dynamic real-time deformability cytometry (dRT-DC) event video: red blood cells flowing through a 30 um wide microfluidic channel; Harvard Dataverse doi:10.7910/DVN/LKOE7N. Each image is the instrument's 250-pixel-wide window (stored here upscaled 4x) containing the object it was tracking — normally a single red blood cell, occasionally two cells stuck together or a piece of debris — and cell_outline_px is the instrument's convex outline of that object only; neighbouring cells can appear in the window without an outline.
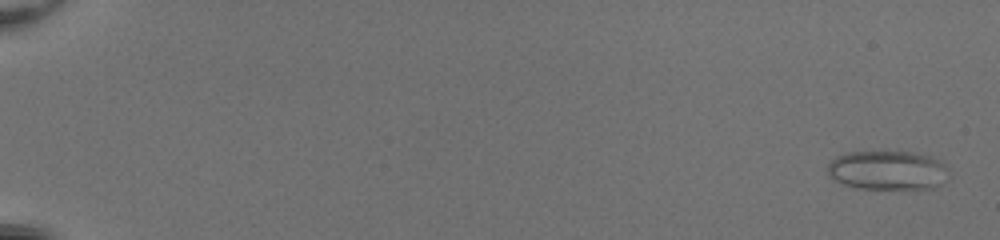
{"species": "common noctule bat (a hibernating species)", "species_latin": "Nyctalus noctula", "temperature_condition": "room temperature", "stored_images_in_passage": 51, "camera_frame_rate_fps": 3000, "um_per_image_px": 0.085, "animal": {"sex": "female", "body_mass_g": 20.0, "forearm_length_mm": 54.0}, "frame": {"image": 1, "passage_image": 1, "time_ms": 0.0, "image_size_px": [1000, 240], "cell_outline_px": [[948, 176], [936, 188], [856, 188], [844, 184], [836, 180], [828, 172], [828, 164], [836, 156], [844, 152], [912, 152], [932, 156], [944, 164]], "centroid_in_image_um": [75.45, 14.46], "position_along_channel_um": 9.6, "area_um2": 27.4}}
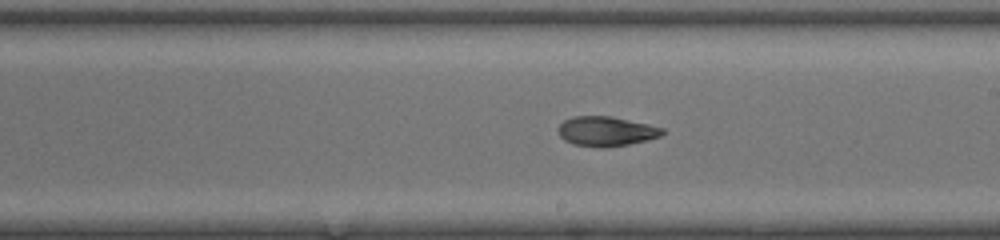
{"frame": {"image": 2, "passage_image": 32, "time_ms": 10.333, "image_size_px": [1000, 240], "cell_outline_px": [[664, 132], [660, 136], [648, 140], [628, 144], [604, 148], [600, 148], [572, 144], [564, 140], [560, 136], [560, 124], [564, 120], [572, 116], [612, 116], [648, 124], [664, 128]], "centroid_in_image_um": [51.53, 11.16], "position_along_channel_um": 237.5, "area_um2": 18.03}}
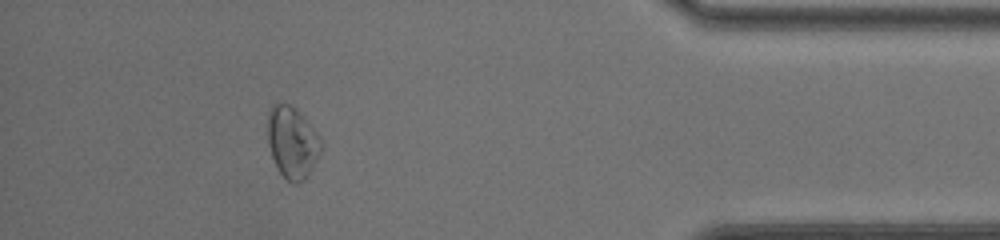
{"frame": {"image": 3, "passage_image": 47, "time_ms": 15.333, "image_size_px": [1000, 240], "cell_outline_px": [[324, 148], [308, 176], [304, 180], [296, 184], [292, 184], [276, 168], [268, 144], [268, 108], [272, 104], [288, 104], [320, 136], [324, 144]], "centroid_in_image_um": [24.86, 12.16], "position_along_channel_um": 410.3, "area_um2": 22.2}, "authors_computed_cell_mechanics": {"area_um2": 20.5768, "velocity_mm_per_s": 4.2097, "shape_relaxation_time_tau1_ms": null, "shape_relaxation_time_tau2_ms": 2.1361, "deformation_change_tau1": null, "deformation_change_tau2": 0.0645}}